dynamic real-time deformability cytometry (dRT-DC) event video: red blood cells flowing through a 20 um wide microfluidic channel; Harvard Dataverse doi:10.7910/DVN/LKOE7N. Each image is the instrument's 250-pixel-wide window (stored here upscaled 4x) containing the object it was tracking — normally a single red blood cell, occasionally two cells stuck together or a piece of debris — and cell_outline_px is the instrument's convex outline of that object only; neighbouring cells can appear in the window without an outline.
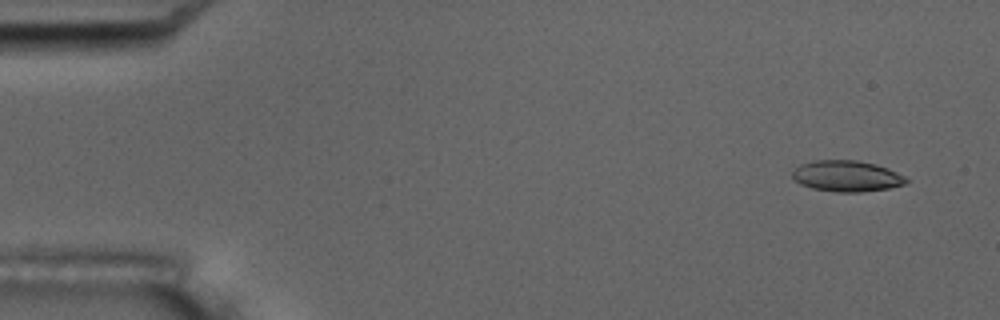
{"species": "common noctule bat (a hibernating species)", "species_latin": "Nyctalus noctula", "temperature_condition": "room temperature", "stored_images_in_passage": 6, "camera_frame_rate_fps": 3000, "um_per_image_px": 0.085, "animal": {"sex": "male", "body_mass_g": 17.5, "forearm_length_mm": 52.3}, "frame": {"image": 1, "passage_image": 1, "time_ms": 0.0, "image_size_px": [1000, 320], "cell_outline_px": [[908, 180], [904, 184], [888, 188], [860, 192], [836, 192], [812, 188], [800, 184], [792, 176], [792, 172], [800, 164], [816, 160], [856, 160], [876, 164], [888, 168], [904, 176]], "centroid_in_image_um": [71.96, 14.96], "position_along_channel_um": 13.0, "area_um2": 20.46}}